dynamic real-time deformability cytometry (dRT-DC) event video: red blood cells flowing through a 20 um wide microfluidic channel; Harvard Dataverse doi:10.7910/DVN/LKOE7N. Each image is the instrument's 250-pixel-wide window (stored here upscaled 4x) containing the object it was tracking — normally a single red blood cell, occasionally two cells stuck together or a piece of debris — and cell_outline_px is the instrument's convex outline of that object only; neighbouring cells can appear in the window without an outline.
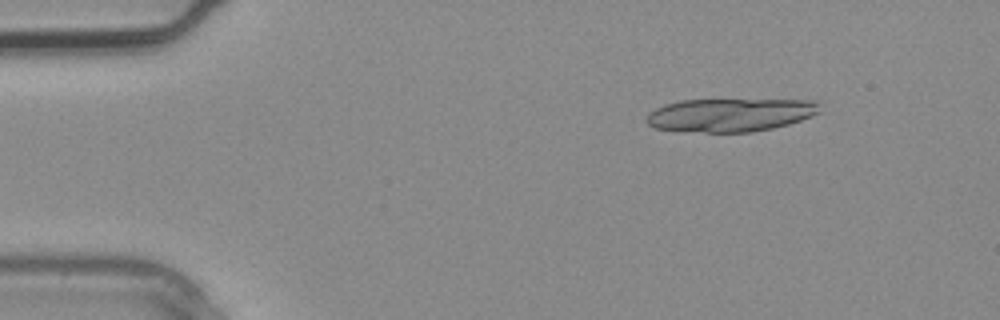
{"species": "common noctule bat (a hibernating species)", "species_latin": "Nyctalus noctula", "temperature_condition": "warm", "stored_images_in_passage": 3, "segment_of_instrument_passage": [2, 2], "camera_frame_rate_fps": 3000, "um_per_image_px": 0.085, "animal": {"sex": "male", "body_mass_g": 20.4}, "frame": {"image": 1, "passage_image": 3, "time_ms": 0.667, "image_size_px": [1000, 320], "cell_outline_px": [[820, 112], [812, 116], [788, 124], [772, 128], [752, 132], [704, 132], [656, 128], [648, 124], [644, 120], [648, 112], [664, 104], [680, 100], [820, 100]], "centroid_in_image_um": [62.08, 9.76], "position_along_channel_um": 22.9, "area_um2": 33.64}}